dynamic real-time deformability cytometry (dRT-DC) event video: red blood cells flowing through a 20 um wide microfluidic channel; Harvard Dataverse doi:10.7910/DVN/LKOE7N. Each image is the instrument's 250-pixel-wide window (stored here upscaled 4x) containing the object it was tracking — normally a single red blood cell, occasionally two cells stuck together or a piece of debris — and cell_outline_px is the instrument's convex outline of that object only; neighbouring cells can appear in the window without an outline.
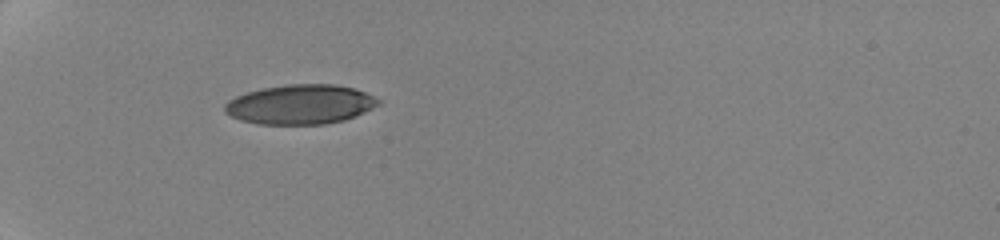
{"species": "human", "species_latin": "Homo sapiens", "temperature_condition": "cold", "stored_images_in_passage": 3, "camera_frame_rate_fps": 3000, "um_per_image_px": 0.085, "donor": {"sex": "female"}, "frame": {"image": 1, "passage_image": 1, "time_ms": 0.0, "image_size_px": [1000, 240], "cell_outline_px": [[380, 104], [356, 116], [344, 120], [324, 124], [260, 124], [240, 120], [224, 112], [224, 104], [228, 100], [236, 96], [260, 88], [288, 84], [336, 84], [352, 88], [364, 92], [380, 100]], "centroid_in_image_um": [25.5, 8.87], "position_along_channel_um": 59.5, "area_um2": 35.37}}
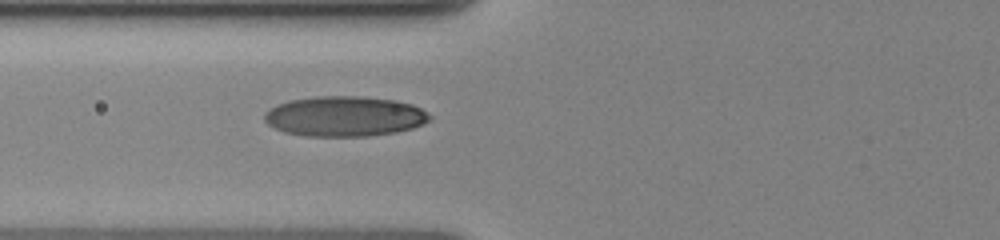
{"frame": {"image": 2, "passage_image": 3, "time_ms": 1.667, "image_size_px": [1000, 240], "cell_outline_px": [[432, 116], [424, 124], [412, 128], [396, 132], [368, 136], [304, 136], [284, 132], [268, 124], [264, 120], [264, 112], [276, 104], [288, 100], [316, 96], [360, 96], [396, 100], [412, 104], [420, 108]], "centroid_in_image_um": [29.27, 9.88], "position_along_channel_um": 96.5, "area_um2": 38.9}}